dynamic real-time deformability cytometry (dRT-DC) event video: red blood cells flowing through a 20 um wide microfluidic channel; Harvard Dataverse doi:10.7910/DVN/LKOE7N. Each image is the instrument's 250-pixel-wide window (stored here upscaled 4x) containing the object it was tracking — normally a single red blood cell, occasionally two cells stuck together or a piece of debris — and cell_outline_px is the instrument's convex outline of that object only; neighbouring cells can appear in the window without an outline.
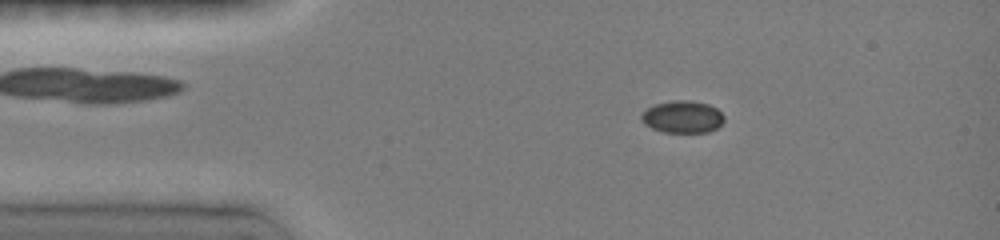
{"species": "common noctule bat (a hibernating species)", "species_latin": "Nyctalus noctula", "temperature_condition": "room temperature", "stored_images_in_passage": 44, "camera_frame_rate_fps": 3000, "um_per_image_px": 0.085, "animal": {"sex": "female", "body_mass_g": 19.0, "forearm_length_mm": 51.5}, "frame": {"image": 1, "passage_image": 7, "time_ms": 2.667, "image_size_px": [1000, 240], "cell_outline_px": [[724, 120], [716, 128], [708, 132], [664, 132], [652, 128], [644, 124], [640, 120], [640, 112], [652, 104], [672, 100], [692, 100], [708, 104], [716, 108], [724, 116]], "centroid_in_image_um": [57.95, 9.91], "position_along_channel_um": 27.0, "area_um2": 15.78}}
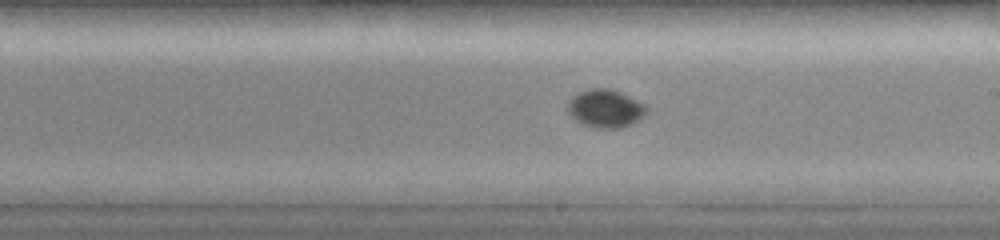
{"frame": {"image": 2, "passage_image": 25, "time_ms": 9.0, "image_size_px": [1000, 240], "cell_outline_px": [[648, 108], [632, 124], [620, 128], [596, 128], [584, 124], [576, 120], [568, 112], [568, 104], [572, 96], [580, 92], [592, 88], [608, 88], [620, 92], [644, 104]], "centroid_in_image_um": [51.43, 9.22], "position_along_channel_um": 237.6, "area_um2": 17.05}}
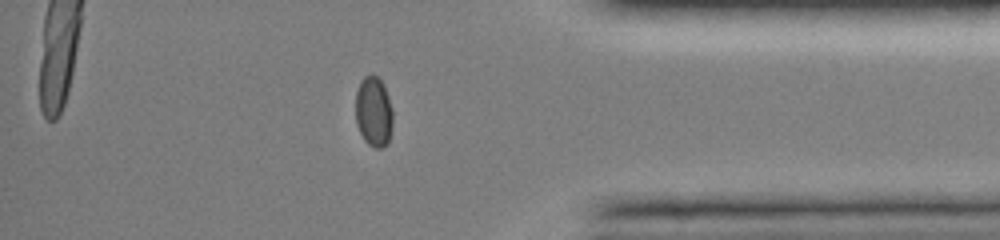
{"frame": {"image": 3, "passage_image": 37, "time_ms": 13.333, "image_size_px": [1000, 240], "cell_outline_px": [[392, 128], [388, 144], [380, 148], [376, 148], [368, 144], [364, 140], [356, 124], [356, 92], [360, 80], [364, 76], [376, 76], [380, 80], [388, 96], [392, 108]], "centroid_in_image_um": [31.76, 9.53], "position_along_channel_um": 403.4, "area_um2": 15.2}, "authors_computed_cell_mechanics": {"area_um2": 15.9817, "velocity_mm_per_s": 4.0518, "shape_relaxation_time_tau1_ms": 6.3641, "shape_relaxation_time_tau2_ms": null, "deformation_change_tau1": 0.1329, "deformation_change_tau2": null}}